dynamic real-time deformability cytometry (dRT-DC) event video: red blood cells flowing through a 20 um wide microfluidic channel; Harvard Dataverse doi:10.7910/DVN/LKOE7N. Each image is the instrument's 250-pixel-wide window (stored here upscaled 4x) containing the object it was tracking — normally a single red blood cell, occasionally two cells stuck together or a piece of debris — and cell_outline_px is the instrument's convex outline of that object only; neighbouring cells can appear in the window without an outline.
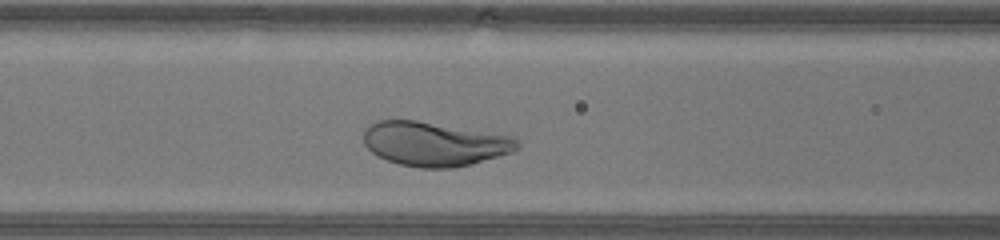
{"species": "human", "species_latin": "Homo sapiens", "temperature_condition": "warm", "stored_images_in_passage": 26, "camera_frame_rate_fps": 3000, "um_per_image_px": 0.085, "donor": {"sex": "male"}, "frame": {"image": 1, "passage_image": 9, "time_ms": 2.667, "image_size_px": [1000, 240], "cell_outline_px": [[520, 148], [512, 152], [472, 164], [452, 168], [420, 168], [400, 164], [388, 160], [372, 152], [364, 144], [364, 132], [368, 124], [376, 120], [416, 120], [516, 136], [520, 144]], "centroid_in_image_um": [36.96, 12.22], "position_along_channel_um": 129.6, "area_um2": 39.82}}
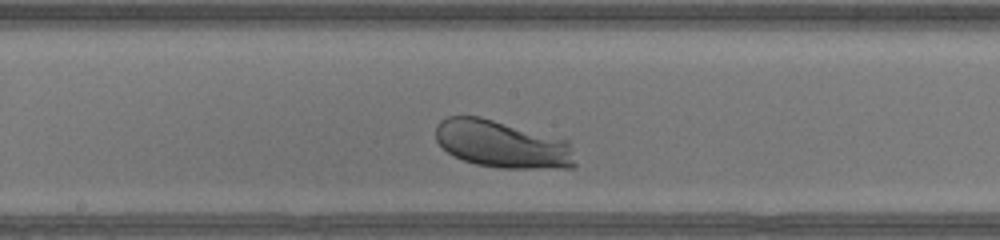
{"frame": {"image": 2, "passage_image": 14, "time_ms": 4.333, "image_size_px": [1000, 240], "cell_outline_px": [[576, 164], [572, 168], [500, 168], [476, 164], [452, 156], [436, 140], [436, 124], [440, 120], [448, 116], [480, 116], [568, 140]], "centroid_in_image_um": [42.66, 12.25], "position_along_channel_um": 205.5, "area_um2": 38.49}}
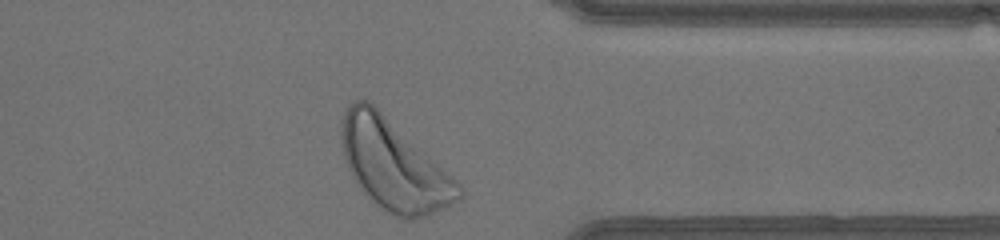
{"frame": {"image": 3, "passage_image": 26, "time_ms": 8.333, "image_size_px": [1000, 240], "cell_outline_px": [[464, 192], [456, 200], [424, 216], [412, 220], [404, 220], [388, 212], [376, 204], [364, 192], [348, 168], [344, 156], [340, 136], [340, 128], [344, 108], [352, 100], [368, 100], [456, 180], [460, 184]], "centroid_in_image_um": [33.41, 14.01], "position_along_channel_um": 378.0, "area_um2": 60.23}}